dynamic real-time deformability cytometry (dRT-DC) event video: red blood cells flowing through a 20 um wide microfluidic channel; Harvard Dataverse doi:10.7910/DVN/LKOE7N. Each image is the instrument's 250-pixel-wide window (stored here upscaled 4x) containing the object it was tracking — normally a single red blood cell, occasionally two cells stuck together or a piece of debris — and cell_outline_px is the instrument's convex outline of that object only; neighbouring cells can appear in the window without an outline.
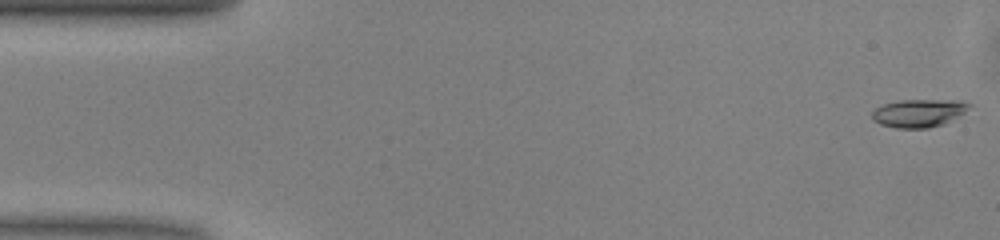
{"species": "common noctule bat (a hibernating species)", "species_latin": "Nyctalus noctula", "temperature_condition": "warm", "stored_images_in_passage": 50, "camera_frame_rate_fps": 3000, "um_per_image_px": 0.085, "animal": {"sex": "male", "body_mass_g": 13.0, "forearm_length_mm": 53.1}, "frame": {"image": 1, "passage_image": 1, "time_ms": 0.0, "image_size_px": [1000, 240], "cell_outline_px": [[972, 104], [964, 112], [944, 124], [928, 128], [896, 128], [880, 124], [872, 120], [872, 112], [876, 108], [884, 104], [900, 100], [960, 100]], "centroid_in_image_um": [78.08, 9.61], "position_along_channel_um": 6.9, "area_um2": 15.78}}
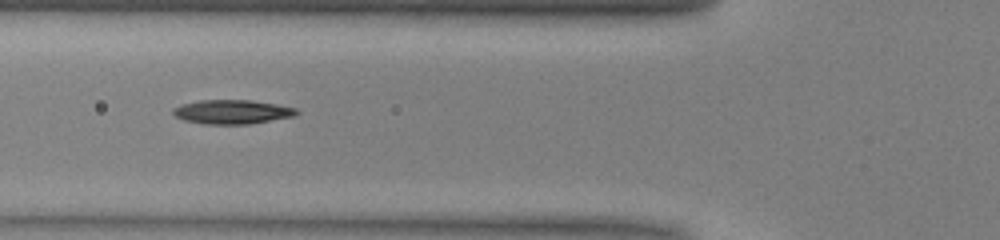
{"frame": {"image": 2, "passage_image": 18, "time_ms": 5.667, "image_size_px": [1000, 240], "cell_outline_px": [[300, 112], [296, 116], [248, 124], [204, 124], [184, 120], [176, 116], [172, 112], [172, 108], [180, 104], [200, 100], [252, 100], [276, 104], [296, 108]], "centroid_in_image_um": [19.74, 9.5], "position_along_channel_um": 106.1, "area_um2": 17.46}}
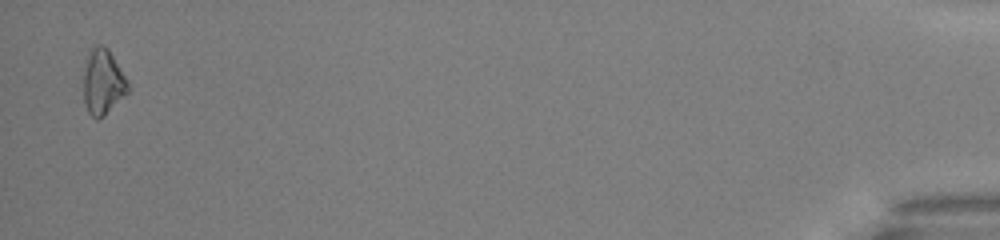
{"frame": {"image": 3, "passage_image": 49, "time_ms": 16.0, "image_size_px": [1000, 240], "cell_outline_px": [[128, 92], [104, 116], [96, 120], [88, 112], [84, 104], [80, 80], [88, 56], [92, 48], [96, 44], [104, 44], [108, 48], [128, 80]], "centroid_in_image_um": [8.7, 6.97], "position_along_channel_um": 426.5, "area_um2": 17.46}, "authors_computed_cell_mechanics": {"area_um2": 16.2418, "velocity_mm_per_s": 4.0756, "shape_relaxation_time_tau1_ms": 3.5416, "shape_relaxation_time_tau2_ms": null, "deformation_change_tau1": 0.111, "deformation_change_tau2": null}}